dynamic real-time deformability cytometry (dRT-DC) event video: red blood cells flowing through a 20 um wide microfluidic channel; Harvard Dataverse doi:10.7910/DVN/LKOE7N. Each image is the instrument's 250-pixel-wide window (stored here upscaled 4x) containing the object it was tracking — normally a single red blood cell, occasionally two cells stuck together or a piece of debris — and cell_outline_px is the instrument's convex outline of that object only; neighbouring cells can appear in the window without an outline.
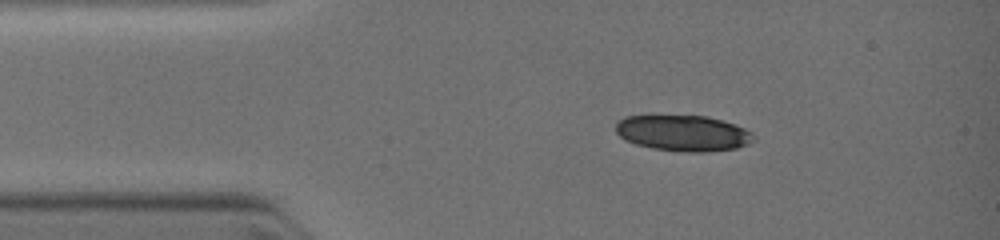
{"species": "common noctule bat (a hibernating species)", "species_latin": "Nyctalus noctula", "temperature_condition": "warm", "stored_images_in_passage": 40, "camera_frame_rate_fps": 3000, "um_per_image_px": 0.085, "animal": {"sex": "female", "body_mass_g": 19.0, "forearm_length_mm": 51.5}, "frame": {"image": 1, "passage_image": 1, "time_ms": 0.0, "image_size_px": [1000, 240], "cell_outline_px": [[756, 140], [748, 144], [736, 148], [708, 152], [676, 152], [652, 148], [636, 144], [624, 140], [616, 132], [616, 124], [620, 120], [628, 116], [704, 116], [720, 120], [744, 128]], "centroid_in_image_um": [58.04, 11.34], "position_along_channel_um": 27.0, "area_um2": 28.61}}